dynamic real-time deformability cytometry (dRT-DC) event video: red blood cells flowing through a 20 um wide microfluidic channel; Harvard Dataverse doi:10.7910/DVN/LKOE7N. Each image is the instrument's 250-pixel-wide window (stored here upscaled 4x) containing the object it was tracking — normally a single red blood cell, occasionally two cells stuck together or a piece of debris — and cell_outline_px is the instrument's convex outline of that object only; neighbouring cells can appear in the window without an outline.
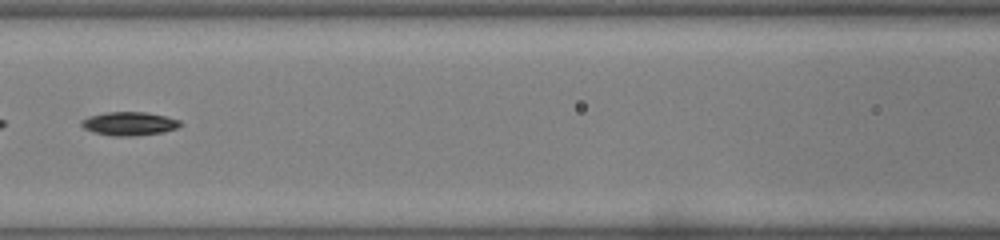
{"species": "common noctule bat (a hibernating species)", "species_latin": "Nyctalus noctula", "temperature_condition": "warm", "stored_images_in_passage": 43, "camera_frame_rate_fps": 3000, "um_per_image_px": 0.085, "animal": {"sex": "male", "body_mass_g": 19.0, "forearm_length_mm": 50.8}, "frame": {"image": 1, "passage_image": 20, "time_ms": 6.333, "image_size_px": [1000, 240], "cell_outline_px": [[184, 124], [176, 128], [164, 132], [136, 136], [112, 136], [92, 132], [84, 128], [80, 124], [80, 120], [88, 116], [108, 112], [144, 112], [164, 116], [180, 120]], "centroid_in_image_um": [10.97, 10.52], "position_along_channel_um": 155.6, "area_um2": 13.7}}
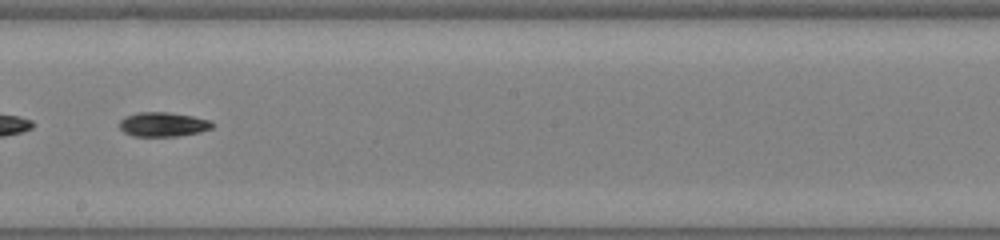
{"frame": {"image": 2, "passage_image": 25, "time_ms": 8.0, "image_size_px": [1000, 240], "cell_outline_px": [[212, 128], [200, 132], [176, 136], [132, 136], [124, 132], [120, 128], [120, 120], [124, 116], [136, 112], [168, 112], [192, 116], [212, 120]], "centroid_in_image_um": [13.84, 10.56], "position_along_channel_um": 234.4, "area_um2": 13.24}}
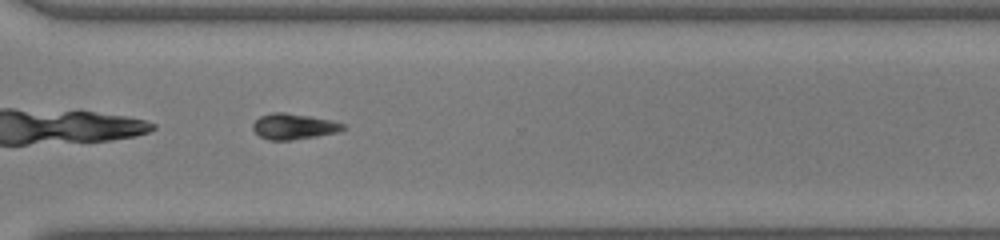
{"frame": {"image": 3, "passage_image": 32, "time_ms": 10.333, "image_size_px": [1000, 240], "cell_outline_px": [[348, 128], [340, 132], [292, 140], [268, 140], [260, 136], [252, 128], [252, 124], [260, 116], [272, 112], [284, 112], [332, 120], [344, 124]], "centroid_in_image_um": [24.99, 10.75], "position_along_channel_um": 345.6, "area_um2": 13.58}}